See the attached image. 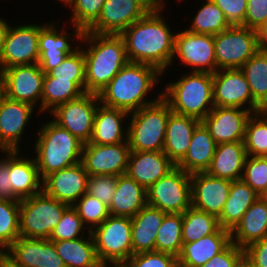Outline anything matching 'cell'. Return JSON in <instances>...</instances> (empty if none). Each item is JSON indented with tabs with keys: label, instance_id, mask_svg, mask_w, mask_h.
Here are the masks:
<instances>
[{
	"label": "cell",
	"instance_id": "7dc6e473",
	"mask_svg": "<svg viewBox=\"0 0 267 267\" xmlns=\"http://www.w3.org/2000/svg\"><path fill=\"white\" fill-rule=\"evenodd\" d=\"M241 179L260 195L267 186V158L248 156Z\"/></svg>",
	"mask_w": 267,
	"mask_h": 267
},
{
	"label": "cell",
	"instance_id": "30bf717a",
	"mask_svg": "<svg viewBox=\"0 0 267 267\" xmlns=\"http://www.w3.org/2000/svg\"><path fill=\"white\" fill-rule=\"evenodd\" d=\"M216 71L240 69L258 50L256 30L231 26L214 35Z\"/></svg>",
	"mask_w": 267,
	"mask_h": 267
},
{
	"label": "cell",
	"instance_id": "4fadbf2b",
	"mask_svg": "<svg viewBox=\"0 0 267 267\" xmlns=\"http://www.w3.org/2000/svg\"><path fill=\"white\" fill-rule=\"evenodd\" d=\"M45 73L38 63L30 65H15L0 73L5 96L14 101L25 102L33 107L39 104L41 112V96Z\"/></svg>",
	"mask_w": 267,
	"mask_h": 267
},
{
	"label": "cell",
	"instance_id": "f546056e",
	"mask_svg": "<svg viewBox=\"0 0 267 267\" xmlns=\"http://www.w3.org/2000/svg\"><path fill=\"white\" fill-rule=\"evenodd\" d=\"M267 237V202L258 198L231 231V242L241 249Z\"/></svg>",
	"mask_w": 267,
	"mask_h": 267
},
{
	"label": "cell",
	"instance_id": "484cf974",
	"mask_svg": "<svg viewBox=\"0 0 267 267\" xmlns=\"http://www.w3.org/2000/svg\"><path fill=\"white\" fill-rule=\"evenodd\" d=\"M231 243V231L220 228L214 234L183 243L177 257L179 267H200L222 252Z\"/></svg>",
	"mask_w": 267,
	"mask_h": 267
},
{
	"label": "cell",
	"instance_id": "4dcf8cb0",
	"mask_svg": "<svg viewBox=\"0 0 267 267\" xmlns=\"http://www.w3.org/2000/svg\"><path fill=\"white\" fill-rule=\"evenodd\" d=\"M244 142L221 143L216 150L209 169V175L231 181L242 177L246 158Z\"/></svg>",
	"mask_w": 267,
	"mask_h": 267
},
{
	"label": "cell",
	"instance_id": "44dd1931",
	"mask_svg": "<svg viewBox=\"0 0 267 267\" xmlns=\"http://www.w3.org/2000/svg\"><path fill=\"white\" fill-rule=\"evenodd\" d=\"M147 13L137 0H106L100 17L87 32L120 35Z\"/></svg>",
	"mask_w": 267,
	"mask_h": 267
},
{
	"label": "cell",
	"instance_id": "6125c7cd",
	"mask_svg": "<svg viewBox=\"0 0 267 267\" xmlns=\"http://www.w3.org/2000/svg\"><path fill=\"white\" fill-rule=\"evenodd\" d=\"M4 97H5L4 86L2 80L0 79V103Z\"/></svg>",
	"mask_w": 267,
	"mask_h": 267
},
{
	"label": "cell",
	"instance_id": "7402d4cb",
	"mask_svg": "<svg viewBox=\"0 0 267 267\" xmlns=\"http://www.w3.org/2000/svg\"><path fill=\"white\" fill-rule=\"evenodd\" d=\"M57 25L52 22L45 24V26L40 30L39 35V61L38 65L41 67V70L46 74L49 70L60 65L62 61L66 58L68 54H71L75 47H71L73 40L70 37L77 38L76 40L80 41L83 31L74 25V33H68L67 31H62L56 28ZM60 30V31H59ZM68 33V34H67ZM73 34V35H72Z\"/></svg>",
	"mask_w": 267,
	"mask_h": 267
},
{
	"label": "cell",
	"instance_id": "cb8c5ba5",
	"mask_svg": "<svg viewBox=\"0 0 267 267\" xmlns=\"http://www.w3.org/2000/svg\"><path fill=\"white\" fill-rule=\"evenodd\" d=\"M176 165L161 151H131L126 174L146 190Z\"/></svg>",
	"mask_w": 267,
	"mask_h": 267
},
{
	"label": "cell",
	"instance_id": "7bdbcfd3",
	"mask_svg": "<svg viewBox=\"0 0 267 267\" xmlns=\"http://www.w3.org/2000/svg\"><path fill=\"white\" fill-rule=\"evenodd\" d=\"M20 202L0 200V248L5 251L20 237Z\"/></svg>",
	"mask_w": 267,
	"mask_h": 267
},
{
	"label": "cell",
	"instance_id": "f1b7e54d",
	"mask_svg": "<svg viewBox=\"0 0 267 267\" xmlns=\"http://www.w3.org/2000/svg\"><path fill=\"white\" fill-rule=\"evenodd\" d=\"M166 213L145 205L132 218V255L155 251L157 231Z\"/></svg>",
	"mask_w": 267,
	"mask_h": 267
},
{
	"label": "cell",
	"instance_id": "836d02e7",
	"mask_svg": "<svg viewBox=\"0 0 267 267\" xmlns=\"http://www.w3.org/2000/svg\"><path fill=\"white\" fill-rule=\"evenodd\" d=\"M259 195L242 179L232 181L229 196L218 217L221 228L232 231Z\"/></svg>",
	"mask_w": 267,
	"mask_h": 267
},
{
	"label": "cell",
	"instance_id": "f907efd6",
	"mask_svg": "<svg viewBox=\"0 0 267 267\" xmlns=\"http://www.w3.org/2000/svg\"><path fill=\"white\" fill-rule=\"evenodd\" d=\"M231 26H244L247 0H212Z\"/></svg>",
	"mask_w": 267,
	"mask_h": 267
},
{
	"label": "cell",
	"instance_id": "e575fe53",
	"mask_svg": "<svg viewBox=\"0 0 267 267\" xmlns=\"http://www.w3.org/2000/svg\"><path fill=\"white\" fill-rule=\"evenodd\" d=\"M87 238L52 241L66 267H104L97 258L90 231Z\"/></svg>",
	"mask_w": 267,
	"mask_h": 267
},
{
	"label": "cell",
	"instance_id": "d4e9b609",
	"mask_svg": "<svg viewBox=\"0 0 267 267\" xmlns=\"http://www.w3.org/2000/svg\"><path fill=\"white\" fill-rule=\"evenodd\" d=\"M19 150L9 151V175L12 191L20 201L42 192V178L34 158L20 155ZM20 155V156H19Z\"/></svg>",
	"mask_w": 267,
	"mask_h": 267
},
{
	"label": "cell",
	"instance_id": "bcb514c9",
	"mask_svg": "<svg viewBox=\"0 0 267 267\" xmlns=\"http://www.w3.org/2000/svg\"><path fill=\"white\" fill-rule=\"evenodd\" d=\"M83 228H86L87 230V227L83 224L82 219L78 216L77 211L73 208V206H69L64 211L61 220L52 230L48 240L62 241L84 237L83 234L85 233Z\"/></svg>",
	"mask_w": 267,
	"mask_h": 267
},
{
	"label": "cell",
	"instance_id": "ab89813d",
	"mask_svg": "<svg viewBox=\"0 0 267 267\" xmlns=\"http://www.w3.org/2000/svg\"><path fill=\"white\" fill-rule=\"evenodd\" d=\"M200 8L187 29L189 32L214 36L231 27L224 13L212 0H205Z\"/></svg>",
	"mask_w": 267,
	"mask_h": 267
},
{
	"label": "cell",
	"instance_id": "94428289",
	"mask_svg": "<svg viewBox=\"0 0 267 267\" xmlns=\"http://www.w3.org/2000/svg\"><path fill=\"white\" fill-rule=\"evenodd\" d=\"M233 267H250L248 260L243 256Z\"/></svg>",
	"mask_w": 267,
	"mask_h": 267
},
{
	"label": "cell",
	"instance_id": "3957f363",
	"mask_svg": "<svg viewBox=\"0 0 267 267\" xmlns=\"http://www.w3.org/2000/svg\"><path fill=\"white\" fill-rule=\"evenodd\" d=\"M85 57L86 93L99 94L113 77L129 62L121 35L83 31L80 42Z\"/></svg>",
	"mask_w": 267,
	"mask_h": 267
},
{
	"label": "cell",
	"instance_id": "5bb4252c",
	"mask_svg": "<svg viewBox=\"0 0 267 267\" xmlns=\"http://www.w3.org/2000/svg\"><path fill=\"white\" fill-rule=\"evenodd\" d=\"M212 93L214 106L237 107L253 113L263 111L254 102L249 84L240 69L215 71L213 73Z\"/></svg>",
	"mask_w": 267,
	"mask_h": 267
},
{
	"label": "cell",
	"instance_id": "d6a6232c",
	"mask_svg": "<svg viewBox=\"0 0 267 267\" xmlns=\"http://www.w3.org/2000/svg\"><path fill=\"white\" fill-rule=\"evenodd\" d=\"M145 205L146 189L127 174L119 175L114 197L108 207L110 215L132 218Z\"/></svg>",
	"mask_w": 267,
	"mask_h": 267
},
{
	"label": "cell",
	"instance_id": "8fae6325",
	"mask_svg": "<svg viewBox=\"0 0 267 267\" xmlns=\"http://www.w3.org/2000/svg\"><path fill=\"white\" fill-rule=\"evenodd\" d=\"M100 104L97 94L84 93L81 97L57 106L51 115L53 121L66 129L81 142L89 143L97 107Z\"/></svg>",
	"mask_w": 267,
	"mask_h": 267
},
{
	"label": "cell",
	"instance_id": "003e7915",
	"mask_svg": "<svg viewBox=\"0 0 267 267\" xmlns=\"http://www.w3.org/2000/svg\"><path fill=\"white\" fill-rule=\"evenodd\" d=\"M5 150L0 146V152H4Z\"/></svg>",
	"mask_w": 267,
	"mask_h": 267
},
{
	"label": "cell",
	"instance_id": "be15d7a7",
	"mask_svg": "<svg viewBox=\"0 0 267 267\" xmlns=\"http://www.w3.org/2000/svg\"><path fill=\"white\" fill-rule=\"evenodd\" d=\"M259 198L267 202V186L263 190V192L259 195Z\"/></svg>",
	"mask_w": 267,
	"mask_h": 267
},
{
	"label": "cell",
	"instance_id": "c3c4849f",
	"mask_svg": "<svg viewBox=\"0 0 267 267\" xmlns=\"http://www.w3.org/2000/svg\"><path fill=\"white\" fill-rule=\"evenodd\" d=\"M118 176L90 175L87 181V193L106 206H110L115 194Z\"/></svg>",
	"mask_w": 267,
	"mask_h": 267
},
{
	"label": "cell",
	"instance_id": "11a10c76",
	"mask_svg": "<svg viewBox=\"0 0 267 267\" xmlns=\"http://www.w3.org/2000/svg\"><path fill=\"white\" fill-rule=\"evenodd\" d=\"M4 158H0V200L20 202L12 191V183L9 175V151H4Z\"/></svg>",
	"mask_w": 267,
	"mask_h": 267
},
{
	"label": "cell",
	"instance_id": "9c48e42d",
	"mask_svg": "<svg viewBox=\"0 0 267 267\" xmlns=\"http://www.w3.org/2000/svg\"><path fill=\"white\" fill-rule=\"evenodd\" d=\"M147 205L166 214H183L192 206L191 174L177 166L147 190Z\"/></svg>",
	"mask_w": 267,
	"mask_h": 267
},
{
	"label": "cell",
	"instance_id": "ee69618b",
	"mask_svg": "<svg viewBox=\"0 0 267 267\" xmlns=\"http://www.w3.org/2000/svg\"><path fill=\"white\" fill-rule=\"evenodd\" d=\"M88 232L101 225L110 216L109 208L87 192L73 205ZM86 223V224H85Z\"/></svg>",
	"mask_w": 267,
	"mask_h": 267
},
{
	"label": "cell",
	"instance_id": "e0dca14e",
	"mask_svg": "<svg viewBox=\"0 0 267 267\" xmlns=\"http://www.w3.org/2000/svg\"><path fill=\"white\" fill-rule=\"evenodd\" d=\"M252 114L247 109L214 106L201 122L217 145L244 142L246 125Z\"/></svg>",
	"mask_w": 267,
	"mask_h": 267
},
{
	"label": "cell",
	"instance_id": "03108f58",
	"mask_svg": "<svg viewBox=\"0 0 267 267\" xmlns=\"http://www.w3.org/2000/svg\"><path fill=\"white\" fill-rule=\"evenodd\" d=\"M4 254V251L0 248V257Z\"/></svg>",
	"mask_w": 267,
	"mask_h": 267
},
{
	"label": "cell",
	"instance_id": "60d3db41",
	"mask_svg": "<svg viewBox=\"0 0 267 267\" xmlns=\"http://www.w3.org/2000/svg\"><path fill=\"white\" fill-rule=\"evenodd\" d=\"M248 156L265 157L267 154V110L253 113L249 118L244 138Z\"/></svg>",
	"mask_w": 267,
	"mask_h": 267
},
{
	"label": "cell",
	"instance_id": "9a60e30c",
	"mask_svg": "<svg viewBox=\"0 0 267 267\" xmlns=\"http://www.w3.org/2000/svg\"><path fill=\"white\" fill-rule=\"evenodd\" d=\"M192 72L216 71L214 36L189 32L187 29L175 33L174 56Z\"/></svg>",
	"mask_w": 267,
	"mask_h": 267
},
{
	"label": "cell",
	"instance_id": "6da1fadb",
	"mask_svg": "<svg viewBox=\"0 0 267 267\" xmlns=\"http://www.w3.org/2000/svg\"><path fill=\"white\" fill-rule=\"evenodd\" d=\"M162 15V11L148 12L120 35L129 62L154 66L164 74L173 63L175 34Z\"/></svg>",
	"mask_w": 267,
	"mask_h": 267
},
{
	"label": "cell",
	"instance_id": "816d5d0a",
	"mask_svg": "<svg viewBox=\"0 0 267 267\" xmlns=\"http://www.w3.org/2000/svg\"><path fill=\"white\" fill-rule=\"evenodd\" d=\"M267 21V0H247L244 27L256 30Z\"/></svg>",
	"mask_w": 267,
	"mask_h": 267
},
{
	"label": "cell",
	"instance_id": "f5cc1de1",
	"mask_svg": "<svg viewBox=\"0 0 267 267\" xmlns=\"http://www.w3.org/2000/svg\"><path fill=\"white\" fill-rule=\"evenodd\" d=\"M244 256V250L232 242L200 267H233Z\"/></svg>",
	"mask_w": 267,
	"mask_h": 267
},
{
	"label": "cell",
	"instance_id": "9f6ffc18",
	"mask_svg": "<svg viewBox=\"0 0 267 267\" xmlns=\"http://www.w3.org/2000/svg\"><path fill=\"white\" fill-rule=\"evenodd\" d=\"M148 12H160L165 9L163 0H137Z\"/></svg>",
	"mask_w": 267,
	"mask_h": 267
},
{
	"label": "cell",
	"instance_id": "603a6c76",
	"mask_svg": "<svg viewBox=\"0 0 267 267\" xmlns=\"http://www.w3.org/2000/svg\"><path fill=\"white\" fill-rule=\"evenodd\" d=\"M35 107L14 101L6 96L0 103V146L5 151L19 150L26 125L29 123ZM25 130V131H24Z\"/></svg>",
	"mask_w": 267,
	"mask_h": 267
},
{
	"label": "cell",
	"instance_id": "6f0895ef",
	"mask_svg": "<svg viewBox=\"0 0 267 267\" xmlns=\"http://www.w3.org/2000/svg\"><path fill=\"white\" fill-rule=\"evenodd\" d=\"M259 50L267 51V21L256 29Z\"/></svg>",
	"mask_w": 267,
	"mask_h": 267
},
{
	"label": "cell",
	"instance_id": "e7e4bbea",
	"mask_svg": "<svg viewBox=\"0 0 267 267\" xmlns=\"http://www.w3.org/2000/svg\"><path fill=\"white\" fill-rule=\"evenodd\" d=\"M58 1H61V3L63 2V4L66 6H68V4L71 2V0H58Z\"/></svg>",
	"mask_w": 267,
	"mask_h": 267
},
{
	"label": "cell",
	"instance_id": "ac0fdd59",
	"mask_svg": "<svg viewBox=\"0 0 267 267\" xmlns=\"http://www.w3.org/2000/svg\"><path fill=\"white\" fill-rule=\"evenodd\" d=\"M4 254L20 267H66L48 239L19 237Z\"/></svg>",
	"mask_w": 267,
	"mask_h": 267
},
{
	"label": "cell",
	"instance_id": "52a82bcc",
	"mask_svg": "<svg viewBox=\"0 0 267 267\" xmlns=\"http://www.w3.org/2000/svg\"><path fill=\"white\" fill-rule=\"evenodd\" d=\"M131 232V218L112 215L91 231L97 258L104 267H122L129 260Z\"/></svg>",
	"mask_w": 267,
	"mask_h": 267
},
{
	"label": "cell",
	"instance_id": "d590c367",
	"mask_svg": "<svg viewBox=\"0 0 267 267\" xmlns=\"http://www.w3.org/2000/svg\"><path fill=\"white\" fill-rule=\"evenodd\" d=\"M254 102L267 110V51L258 50L241 68Z\"/></svg>",
	"mask_w": 267,
	"mask_h": 267
},
{
	"label": "cell",
	"instance_id": "83f0119b",
	"mask_svg": "<svg viewBox=\"0 0 267 267\" xmlns=\"http://www.w3.org/2000/svg\"><path fill=\"white\" fill-rule=\"evenodd\" d=\"M200 123L189 116L169 114L163 152L175 165L185 157L193 132Z\"/></svg>",
	"mask_w": 267,
	"mask_h": 267
},
{
	"label": "cell",
	"instance_id": "681fc988",
	"mask_svg": "<svg viewBox=\"0 0 267 267\" xmlns=\"http://www.w3.org/2000/svg\"><path fill=\"white\" fill-rule=\"evenodd\" d=\"M122 267H179L175 256L162 252L133 254Z\"/></svg>",
	"mask_w": 267,
	"mask_h": 267
},
{
	"label": "cell",
	"instance_id": "d6986e66",
	"mask_svg": "<svg viewBox=\"0 0 267 267\" xmlns=\"http://www.w3.org/2000/svg\"><path fill=\"white\" fill-rule=\"evenodd\" d=\"M88 177L80 162L47 175L42 181V191L59 202L73 206L87 192Z\"/></svg>",
	"mask_w": 267,
	"mask_h": 267
},
{
	"label": "cell",
	"instance_id": "4316f807",
	"mask_svg": "<svg viewBox=\"0 0 267 267\" xmlns=\"http://www.w3.org/2000/svg\"><path fill=\"white\" fill-rule=\"evenodd\" d=\"M130 115L125 110L99 104L94 118L93 132L89 143L110 145L127 141L128 130L123 121ZM126 117V118H125Z\"/></svg>",
	"mask_w": 267,
	"mask_h": 267
},
{
	"label": "cell",
	"instance_id": "ba28073f",
	"mask_svg": "<svg viewBox=\"0 0 267 267\" xmlns=\"http://www.w3.org/2000/svg\"><path fill=\"white\" fill-rule=\"evenodd\" d=\"M68 207L43 191L20 200V237L49 239Z\"/></svg>",
	"mask_w": 267,
	"mask_h": 267
},
{
	"label": "cell",
	"instance_id": "7c38bea8",
	"mask_svg": "<svg viewBox=\"0 0 267 267\" xmlns=\"http://www.w3.org/2000/svg\"><path fill=\"white\" fill-rule=\"evenodd\" d=\"M44 25L9 26L0 58V73L11 66L30 65L39 61V35Z\"/></svg>",
	"mask_w": 267,
	"mask_h": 267
},
{
	"label": "cell",
	"instance_id": "277c9868",
	"mask_svg": "<svg viewBox=\"0 0 267 267\" xmlns=\"http://www.w3.org/2000/svg\"><path fill=\"white\" fill-rule=\"evenodd\" d=\"M38 130L34 153L42 180L49 174L81 162L84 143L53 120Z\"/></svg>",
	"mask_w": 267,
	"mask_h": 267
},
{
	"label": "cell",
	"instance_id": "7a4b0ae2",
	"mask_svg": "<svg viewBox=\"0 0 267 267\" xmlns=\"http://www.w3.org/2000/svg\"><path fill=\"white\" fill-rule=\"evenodd\" d=\"M162 75L154 66L128 62L100 91L98 94L100 104L122 109L128 113L151 105L162 97V93L158 92L157 99H146L149 90L151 91L156 83L159 84V76Z\"/></svg>",
	"mask_w": 267,
	"mask_h": 267
},
{
	"label": "cell",
	"instance_id": "b9f144b4",
	"mask_svg": "<svg viewBox=\"0 0 267 267\" xmlns=\"http://www.w3.org/2000/svg\"><path fill=\"white\" fill-rule=\"evenodd\" d=\"M47 74L58 79H71L86 93L85 57L82 47H77L76 50L66 56L60 65L49 70Z\"/></svg>",
	"mask_w": 267,
	"mask_h": 267
},
{
	"label": "cell",
	"instance_id": "2e32d148",
	"mask_svg": "<svg viewBox=\"0 0 267 267\" xmlns=\"http://www.w3.org/2000/svg\"><path fill=\"white\" fill-rule=\"evenodd\" d=\"M130 152L128 141L110 145L85 143L81 163L89 176H119L126 174Z\"/></svg>",
	"mask_w": 267,
	"mask_h": 267
},
{
	"label": "cell",
	"instance_id": "5b68a950",
	"mask_svg": "<svg viewBox=\"0 0 267 267\" xmlns=\"http://www.w3.org/2000/svg\"><path fill=\"white\" fill-rule=\"evenodd\" d=\"M213 74L184 73L176 82L166 83L162 98L172 112L202 121L213 109Z\"/></svg>",
	"mask_w": 267,
	"mask_h": 267
},
{
	"label": "cell",
	"instance_id": "db71d44e",
	"mask_svg": "<svg viewBox=\"0 0 267 267\" xmlns=\"http://www.w3.org/2000/svg\"><path fill=\"white\" fill-rule=\"evenodd\" d=\"M243 250L250 267H267V237L250 244Z\"/></svg>",
	"mask_w": 267,
	"mask_h": 267
},
{
	"label": "cell",
	"instance_id": "91938a15",
	"mask_svg": "<svg viewBox=\"0 0 267 267\" xmlns=\"http://www.w3.org/2000/svg\"><path fill=\"white\" fill-rule=\"evenodd\" d=\"M0 267H20L16 265L9 257L3 254L0 257Z\"/></svg>",
	"mask_w": 267,
	"mask_h": 267
},
{
	"label": "cell",
	"instance_id": "1f68e13d",
	"mask_svg": "<svg viewBox=\"0 0 267 267\" xmlns=\"http://www.w3.org/2000/svg\"><path fill=\"white\" fill-rule=\"evenodd\" d=\"M216 142L201 122L194 130L185 157L176 165L188 174L206 172L212 162Z\"/></svg>",
	"mask_w": 267,
	"mask_h": 267
},
{
	"label": "cell",
	"instance_id": "680465c9",
	"mask_svg": "<svg viewBox=\"0 0 267 267\" xmlns=\"http://www.w3.org/2000/svg\"><path fill=\"white\" fill-rule=\"evenodd\" d=\"M10 24L5 21L4 18H0V58L3 50L4 40L6 36V32L9 28Z\"/></svg>",
	"mask_w": 267,
	"mask_h": 267
},
{
	"label": "cell",
	"instance_id": "f6af8a7d",
	"mask_svg": "<svg viewBox=\"0 0 267 267\" xmlns=\"http://www.w3.org/2000/svg\"><path fill=\"white\" fill-rule=\"evenodd\" d=\"M106 0H71V24L87 31L100 17Z\"/></svg>",
	"mask_w": 267,
	"mask_h": 267
},
{
	"label": "cell",
	"instance_id": "ffe728a7",
	"mask_svg": "<svg viewBox=\"0 0 267 267\" xmlns=\"http://www.w3.org/2000/svg\"><path fill=\"white\" fill-rule=\"evenodd\" d=\"M232 181L207 172L191 174L192 207L219 217L229 196Z\"/></svg>",
	"mask_w": 267,
	"mask_h": 267
},
{
	"label": "cell",
	"instance_id": "f35d334b",
	"mask_svg": "<svg viewBox=\"0 0 267 267\" xmlns=\"http://www.w3.org/2000/svg\"><path fill=\"white\" fill-rule=\"evenodd\" d=\"M183 214H165L156 235L155 251L167 253L176 258L182 249Z\"/></svg>",
	"mask_w": 267,
	"mask_h": 267
},
{
	"label": "cell",
	"instance_id": "74e56055",
	"mask_svg": "<svg viewBox=\"0 0 267 267\" xmlns=\"http://www.w3.org/2000/svg\"><path fill=\"white\" fill-rule=\"evenodd\" d=\"M221 228L218 217L189 207L183 213L182 241L189 243L214 234Z\"/></svg>",
	"mask_w": 267,
	"mask_h": 267
},
{
	"label": "cell",
	"instance_id": "8992f818",
	"mask_svg": "<svg viewBox=\"0 0 267 267\" xmlns=\"http://www.w3.org/2000/svg\"><path fill=\"white\" fill-rule=\"evenodd\" d=\"M169 104L161 97L157 102L130 113L127 141L131 151H161L164 149Z\"/></svg>",
	"mask_w": 267,
	"mask_h": 267
},
{
	"label": "cell",
	"instance_id": "8d00e7d4",
	"mask_svg": "<svg viewBox=\"0 0 267 267\" xmlns=\"http://www.w3.org/2000/svg\"><path fill=\"white\" fill-rule=\"evenodd\" d=\"M84 92L71 79H58L45 74L41 96V112L81 97Z\"/></svg>",
	"mask_w": 267,
	"mask_h": 267
}]
</instances>
